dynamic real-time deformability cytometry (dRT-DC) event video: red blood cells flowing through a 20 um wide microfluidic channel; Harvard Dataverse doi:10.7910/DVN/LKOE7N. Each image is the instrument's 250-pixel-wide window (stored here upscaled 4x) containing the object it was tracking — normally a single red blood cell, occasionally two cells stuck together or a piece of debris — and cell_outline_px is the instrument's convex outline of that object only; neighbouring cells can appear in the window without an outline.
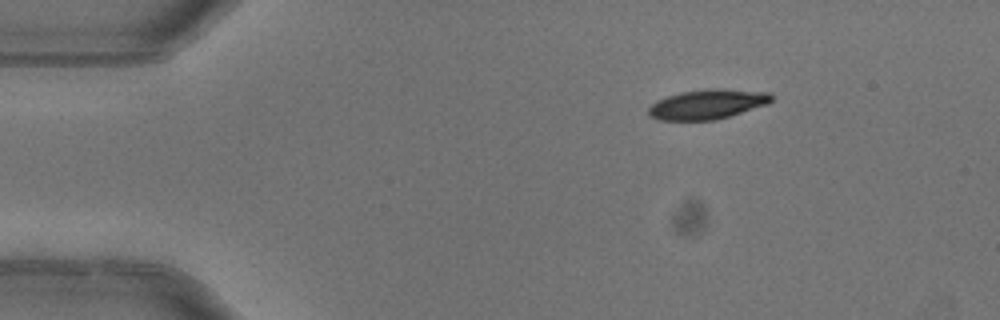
{"species": "common noctule bat (a hibernating species)", "species_latin": "Nyctalus noctula", "temperature_condition": "warm", "stored_images_in_passage": 2, "camera_frame_rate_fps": 3000, "um_per_image_px": 0.085, "animal": {"sex": "female"}, "frame": {"image": 1, "passage_image": 1, "time_ms": 0.0, "image_size_px": [1000, 320], "cell_outline_px": [[772, 100], [768, 104], [716, 120], [656, 120], [648, 116], [648, 108], [656, 100], [680, 92], [708, 88], [716, 88], [772, 92]], "centroid_in_image_um": [60.12, 8.86], "position_along_channel_um": 24.9, "area_um2": 21.5}}